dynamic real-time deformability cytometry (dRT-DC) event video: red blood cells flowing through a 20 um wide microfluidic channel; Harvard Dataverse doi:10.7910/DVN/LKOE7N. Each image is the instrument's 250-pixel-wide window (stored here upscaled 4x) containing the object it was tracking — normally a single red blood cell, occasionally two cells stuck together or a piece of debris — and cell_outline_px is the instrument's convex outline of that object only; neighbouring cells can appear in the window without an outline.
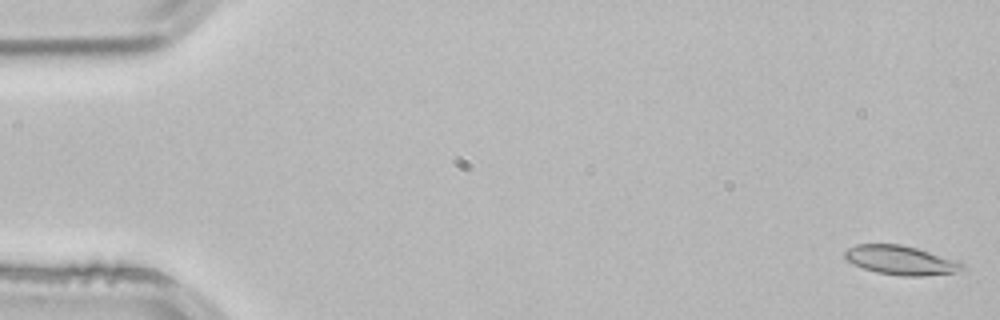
{"species": "common noctule bat (a hibernating species)", "species_latin": "Nyctalus noctula", "temperature_condition": "room temperature", "stored_images_in_passage": 3, "camera_frame_rate_fps": 3000, "um_per_image_px": 0.085, "animal": {"sex": "male", "body_mass_g": 21.5, "forearm_length_mm": 52.0}, "frame": {"image": 1, "passage_image": 1, "time_ms": 0.0, "image_size_px": [1000, 320], "cell_outline_px": [[968, 268], [952, 272], [920, 276], [900, 276], [876, 272], [852, 264], [844, 256], [844, 252], [848, 248], [856, 244], [900, 244], [916, 248], [956, 260], [964, 264]], "centroid_in_image_um": [76.54, 22.12], "position_along_channel_um": 8.5, "area_um2": 19.77}}
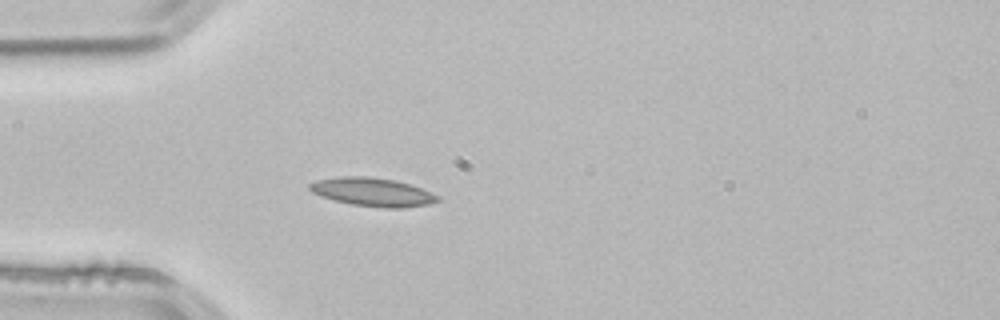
{"frame": {"image": 2, "passage_image": 3, "time_ms": 0.667, "image_size_px": [1000, 320], "cell_outline_px": [[444, 200], [428, 204], [404, 208], [384, 208], [352, 204], [320, 196], [312, 192], [308, 188], [308, 184], [316, 180], [340, 176], [368, 176], [396, 180], [412, 184], [432, 192], [440, 196]], "centroid_in_image_um": [31.73, 16.31], "position_along_channel_um": 53.3, "area_um2": 21.56}}